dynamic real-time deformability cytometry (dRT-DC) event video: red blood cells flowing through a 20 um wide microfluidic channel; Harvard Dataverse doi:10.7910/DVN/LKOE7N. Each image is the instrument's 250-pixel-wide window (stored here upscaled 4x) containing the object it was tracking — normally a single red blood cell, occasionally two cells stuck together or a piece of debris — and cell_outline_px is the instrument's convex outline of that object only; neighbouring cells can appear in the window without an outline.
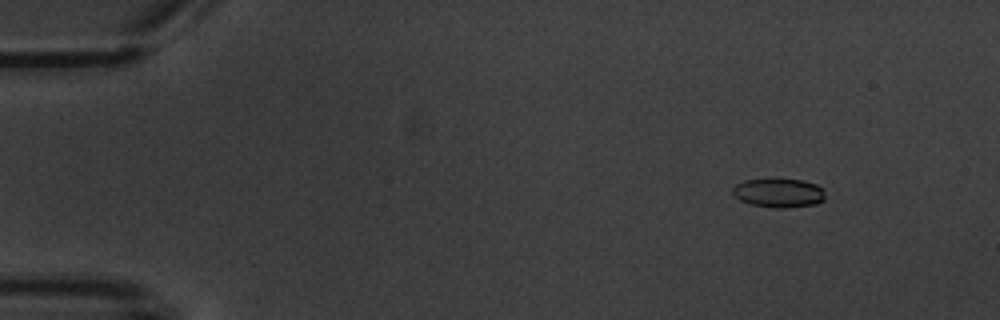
{"species": "common noctule bat (a hibernating species)", "species_latin": "Nyctalus noctula", "temperature_condition": "warm", "stored_images_in_passage": 4, "camera_frame_rate_fps": 3000, "um_per_image_px": 0.085, "animal": {"sex": "male", "body_mass_g": 20.1, "forearm_length_mm": 53.5}, "frame": {"image": 1, "passage_image": 4, "time_ms": 6.0, "image_size_px": [1000, 320], "cell_outline_px": [[824, 200], [816, 204], [784, 208], [772, 208], [752, 204], [740, 200], [732, 196], [732, 188], [736, 184], [744, 180], [772, 176], [804, 180], [816, 184], [824, 188]], "centroid_in_image_um": [66.17, 16.35], "position_along_channel_um": 18.8, "area_um2": 16.47}}